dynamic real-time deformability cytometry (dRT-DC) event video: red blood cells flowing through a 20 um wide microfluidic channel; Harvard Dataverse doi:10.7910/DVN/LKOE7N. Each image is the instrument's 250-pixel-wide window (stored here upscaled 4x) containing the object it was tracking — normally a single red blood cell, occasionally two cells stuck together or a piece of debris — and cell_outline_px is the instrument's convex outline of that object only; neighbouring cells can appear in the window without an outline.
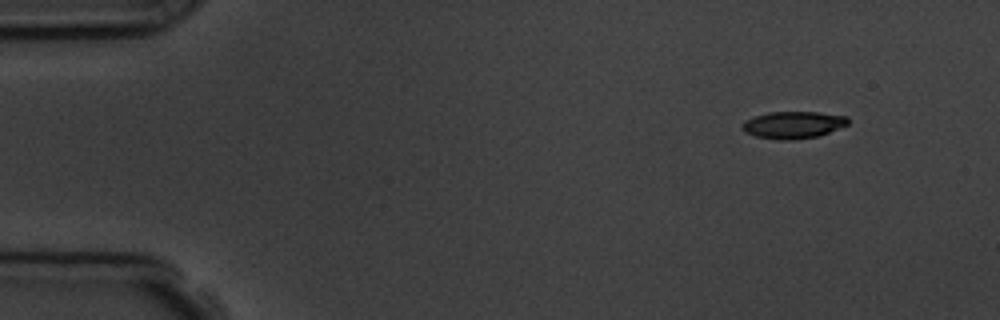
{"species": "common noctule bat (a hibernating species)", "species_latin": "Nyctalus noctula", "temperature_condition": "room temperature", "stored_images_in_passage": 3, "camera_frame_rate_fps": 3000, "um_per_image_px": 0.085, "animal": {"sex": "male", "body_mass_g": 19.5, "forearm_length_mm": 54.6}, "frame": {"image": 1, "passage_image": 1, "time_ms": 0.0, "image_size_px": [1000, 320], "cell_outline_px": [[848, 124], [820, 136], [792, 140], [780, 140], [756, 136], [744, 132], [740, 128], [744, 120], [768, 112], [816, 112], [848, 116]], "centroid_in_image_um": [67.4, 10.62], "position_along_channel_um": 17.6, "area_um2": 16.76}}